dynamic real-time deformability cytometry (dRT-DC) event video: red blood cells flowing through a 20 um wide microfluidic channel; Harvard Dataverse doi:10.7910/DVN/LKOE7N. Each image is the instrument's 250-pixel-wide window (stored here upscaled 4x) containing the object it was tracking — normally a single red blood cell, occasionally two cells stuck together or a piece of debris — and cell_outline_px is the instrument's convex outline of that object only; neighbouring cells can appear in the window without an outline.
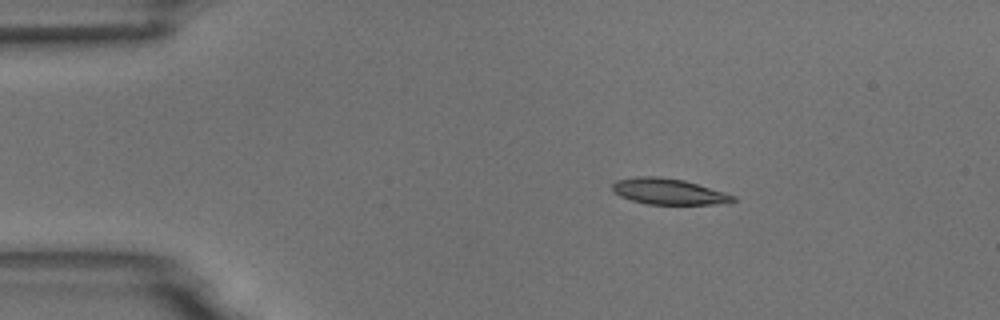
{"species": "common noctule bat (a hibernating species)", "species_latin": "Nyctalus noctula", "temperature_condition": "room temperature", "stored_images_in_passage": 10, "camera_frame_rate_fps": 3000, "um_per_image_px": 0.085, "animal": {"sex": "male", "body_mass_g": 18.8}, "frame": {"image": 1, "passage_image": 2, "time_ms": 2.0, "image_size_px": [1000, 320], "cell_outline_px": [[736, 200], [712, 204], [648, 204], [632, 200], [620, 196], [612, 188], [612, 184], [616, 180], [636, 176], [660, 176], [684, 180], [724, 192], [736, 196]], "centroid_in_image_um": [56.79, 16.26], "position_along_channel_um": 28.2, "area_um2": 18.03}}
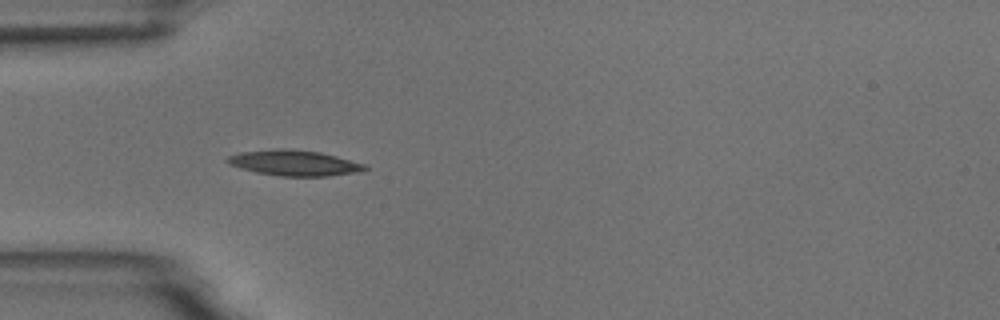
{"frame": {"image": 2, "passage_image": 4, "time_ms": 4.333, "image_size_px": [1000, 320], "cell_outline_px": [[368, 168], [364, 172], [328, 176], [280, 176], [256, 172], [240, 168], [228, 164], [224, 160], [228, 156], [240, 152], [276, 148], [284, 148], [320, 152], [368, 164]], "centroid_in_image_um": [25.05, 13.85], "position_along_channel_um": 60.0, "area_um2": 20.81}}